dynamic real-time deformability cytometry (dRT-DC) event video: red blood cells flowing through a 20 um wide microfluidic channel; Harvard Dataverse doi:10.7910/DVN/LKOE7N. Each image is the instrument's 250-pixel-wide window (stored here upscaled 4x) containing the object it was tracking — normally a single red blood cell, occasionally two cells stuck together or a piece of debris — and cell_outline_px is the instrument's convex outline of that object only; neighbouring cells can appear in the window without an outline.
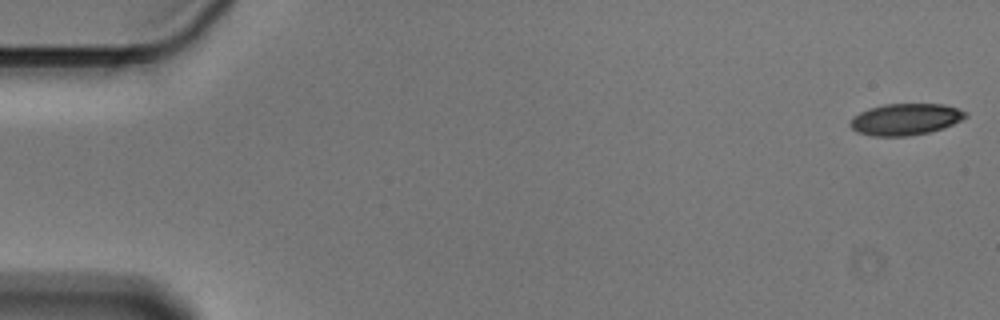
{"species": "Egyptian fruit bat (a non-hibernating species)", "species_latin": "Rousettus aegyptiacus", "temperature_condition": "cold", "stored_images_in_passage": 56, "camera_frame_rate_fps": 3000, "um_per_image_px": 0.085, "animal": {"sex": "male"}, "frame": {"image": 1, "passage_image": 1, "time_ms": 0.0, "image_size_px": [1000, 320], "cell_outline_px": [[968, 116], [944, 128], [928, 132], [908, 136], [872, 136], [856, 132], [848, 124], [852, 116], [868, 108], [884, 104], [944, 104], [968, 112]], "centroid_in_image_um": [76.93, 10.14], "position_along_channel_um": 8.1, "area_um2": 21.33}}
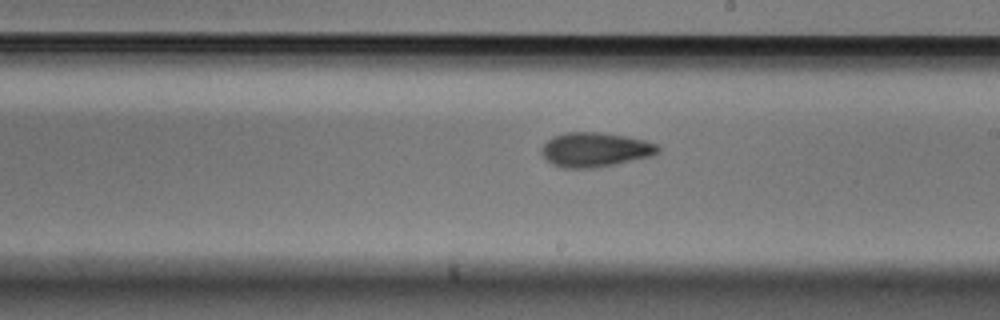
{"frame": {"image": 2, "passage_image": 32, "time_ms": 10.333, "image_size_px": [1000, 320], "cell_outline_px": [[660, 152], [652, 156], [616, 164], [592, 168], [564, 168], [552, 164], [540, 152], [540, 148], [552, 136], [568, 132], [600, 132], [624, 136], [644, 140], [660, 144]], "centroid_in_image_um": [50.61, 12.72], "position_along_channel_um": 238.4, "area_um2": 23.47}}
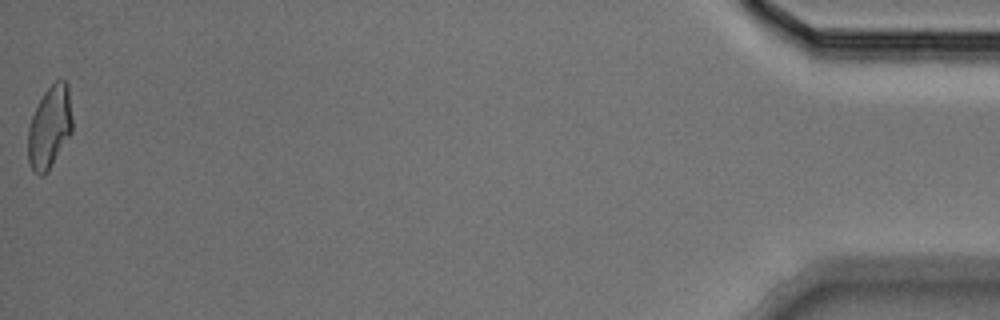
{"frame": {"image": 3, "passage_image": 56, "time_ms": 18.333, "image_size_px": [1000, 320], "cell_outline_px": [[72, 132], [48, 172], [44, 176], [40, 176], [32, 168], [28, 160], [28, 128], [32, 116], [44, 92], [56, 80], [64, 80], [68, 84], [72, 120]], "centroid_in_image_um": [4.22, 10.83], "position_along_channel_um": 431.0, "area_um2": 21.21}, "authors_computed_cell_mechanics": {"area_um2": 22.253, "velocity_mm_per_s": 3.5922, "shape_relaxation_time_tau1_ms": 5.7792, "shape_relaxation_time_tau2_ms": 3.27, "deformation_change_tau1": 0.1344, "deformation_change_tau2": 0.0996}}